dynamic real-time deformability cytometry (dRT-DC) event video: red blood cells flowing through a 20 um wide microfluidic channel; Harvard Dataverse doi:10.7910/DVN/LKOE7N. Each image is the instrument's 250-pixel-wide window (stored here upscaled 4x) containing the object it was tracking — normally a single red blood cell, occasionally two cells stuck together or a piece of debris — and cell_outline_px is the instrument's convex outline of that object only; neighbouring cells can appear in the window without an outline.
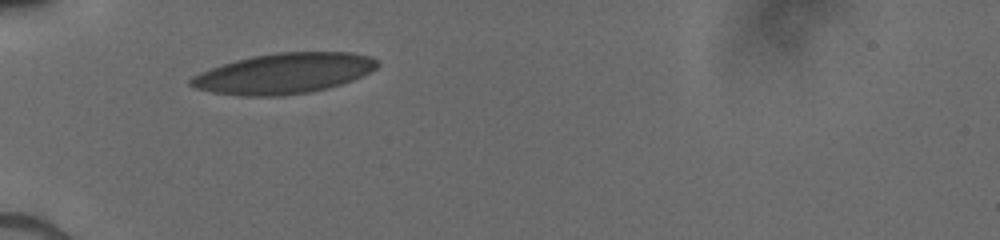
{"species": "human", "species_latin": "Homo sapiens", "temperature_condition": "cold", "stored_images_in_passage": 7, "camera_frame_rate_fps": 3000, "um_per_image_px": 0.085, "donor": {"sex": "male"}, "frame": {"image": 1, "passage_image": 1, "time_ms": 0.0, "image_size_px": [1000, 240], "cell_outline_px": [[380, 64], [376, 68], [352, 80], [328, 88], [308, 92], [280, 96], [244, 96], [212, 92], [196, 88], [188, 84], [188, 80], [192, 76], [200, 72], [236, 60], [252, 56], [276, 52], [352, 52], [372, 56], [380, 60]], "centroid_in_image_um": [24.15, 6.23], "position_along_channel_um": 60.9, "area_um2": 43.93}}
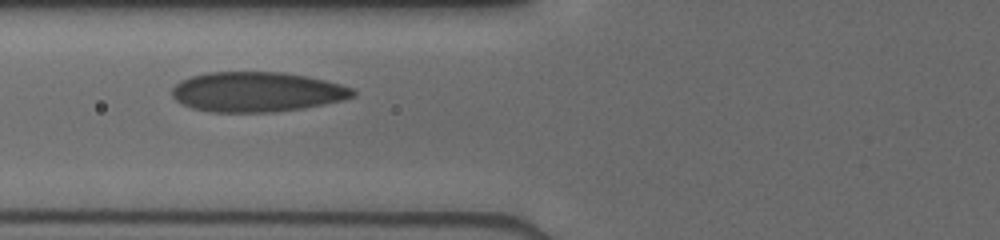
{"frame": {"image": 2, "passage_image": 5, "time_ms": 1.333, "image_size_px": [1000, 240], "cell_outline_px": [[356, 96], [340, 100], [300, 108], [268, 112], [212, 112], [192, 108], [176, 100], [172, 96], [172, 88], [180, 80], [192, 76], [208, 72], [284, 72], [308, 76], [340, 84], [352, 88], [356, 92]], "centroid_in_image_um": [21.8, 7.8], "position_along_channel_um": 104.0, "area_um2": 41.79}}